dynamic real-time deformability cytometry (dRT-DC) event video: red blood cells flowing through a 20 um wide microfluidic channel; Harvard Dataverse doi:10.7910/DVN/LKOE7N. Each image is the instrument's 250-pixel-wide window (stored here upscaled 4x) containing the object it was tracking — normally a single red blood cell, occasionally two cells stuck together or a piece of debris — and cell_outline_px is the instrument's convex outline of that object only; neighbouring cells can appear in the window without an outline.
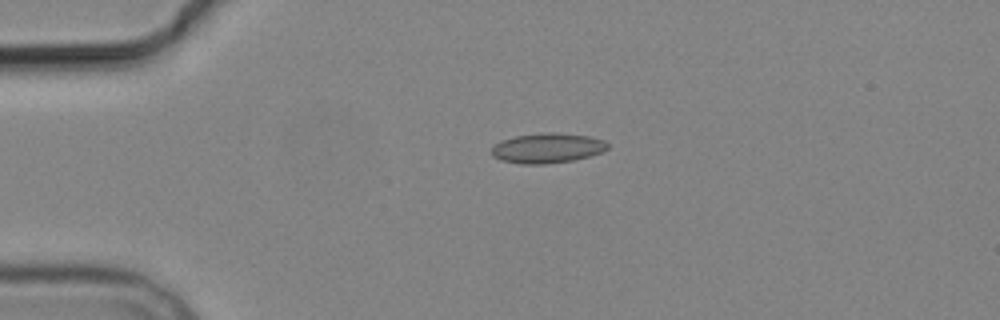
{"species": "common noctule bat (a hibernating species)", "species_latin": "Nyctalus noctula", "temperature_condition": "cold", "stored_images_in_passage": 2, "camera_frame_rate_fps": 3000, "um_per_image_px": 0.085, "animal": {"sex": "male", "body_mass_g": 19.2, "forearm_length_mm": 51.8}, "frame": {"image": 1, "passage_image": 1, "time_ms": 0.0, "image_size_px": [1000, 320], "cell_outline_px": [[608, 148], [600, 152], [588, 156], [572, 160], [544, 164], [520, 164], [500, 160], [492, 156], [492, 148], [500, 140], [516, 136], [544, 132], [552, 132], [588, 136], [604, 140], [608, 144]], "centroid_in_image_um": [46.49, 12.58], "position_along_channel_um": 38.5, "area_um2": 20.11}}